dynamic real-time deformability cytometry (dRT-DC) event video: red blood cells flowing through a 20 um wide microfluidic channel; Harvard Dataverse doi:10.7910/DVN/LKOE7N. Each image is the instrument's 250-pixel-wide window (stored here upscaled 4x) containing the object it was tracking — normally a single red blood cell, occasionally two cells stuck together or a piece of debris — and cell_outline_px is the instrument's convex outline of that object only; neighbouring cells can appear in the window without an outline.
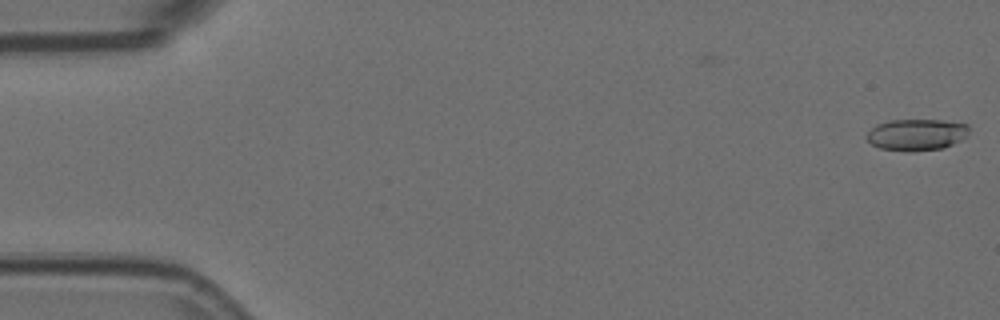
{"species": "Egyptian fruit bat (a non-hibernating species)", "species_latin": "Rousettus aegyptiacus", "temperature_condition": "room temperature", "stored_images_in_passage": 6, "camera_frame_rate_fps": 3000, "um_per_image_px": 0.085, "animal": {"sex": "female"}, "frame": {"image": 1, "passage_image": 1, "time_ms": 0.0, "image_size_px": [1000, 320], "cell_outline_px": [[968, 132], [960, 140], [944, 148], [880, 148], [872, 144], [868, 140], [868, 132], [876, 124], [888, 120], [940, 120], [968, 124]], "centroid_in_image_um": [77.91, 11.38], "position_along_channel_um": 7.1, "area_um2": 17.74}}
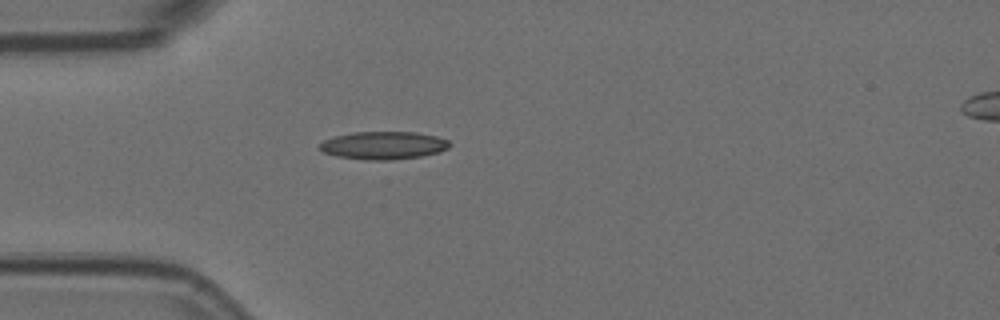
{"frame": {"image": 2, "passage_image": 5, "time_ms": 1.333, "image_size_px": [1000, 320], "cell_outline_px": [[452, 144], [448, 148], [440, 152], [420, 156], [388, 160], [364, 160], [336, 156], [324, 152], [320, 148], [320, 144], [324, 140], [332, 136], [352, 132], [416, 132], [436, 136], [448, 140]], "centroid_in_image_um": [32.6, 12.35], "position_along_channel_um": 52.4, "area_um2": 21.15}}